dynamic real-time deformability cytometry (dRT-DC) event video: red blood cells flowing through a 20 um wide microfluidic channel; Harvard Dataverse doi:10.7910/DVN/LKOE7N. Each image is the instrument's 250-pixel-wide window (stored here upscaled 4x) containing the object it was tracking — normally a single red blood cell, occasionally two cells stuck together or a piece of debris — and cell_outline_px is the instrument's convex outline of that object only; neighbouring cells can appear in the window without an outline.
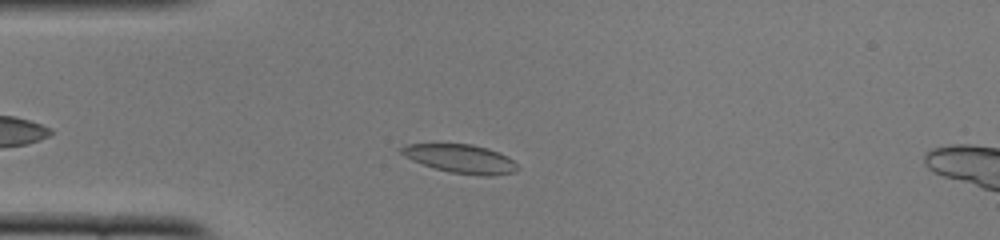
{"species": "common noctule bat (a hibernating species)", "species_latin": "Nyctalus noctula", "temperature_condition": "cold", "stored_images_in_passage": 42, "camera_frame_rate_fps": 3000, "um_per_image_px": 0.085, "animal": {"sex": "female", "body_mass_g": 22.0, "forearm_length_mm": 56.7}, "frame": {"image": 1, "passage_image": 7, "time_ms": 2.0, "image_size_px": [1000, 240], "cell_outline_px": [[520, 168], [516, 172], [492, 176], [480, 176], [452, 172], [436, 168], [412, 160], [404, 156], [400, 152], [400, 148], [408, 144], [472, 144], [488, 148], [500, 152], [508, 156]], "centroid_in_image_um": [39.21, 13.49], "position_along_channel_um": 45.8, "area_um2": 19.36}}
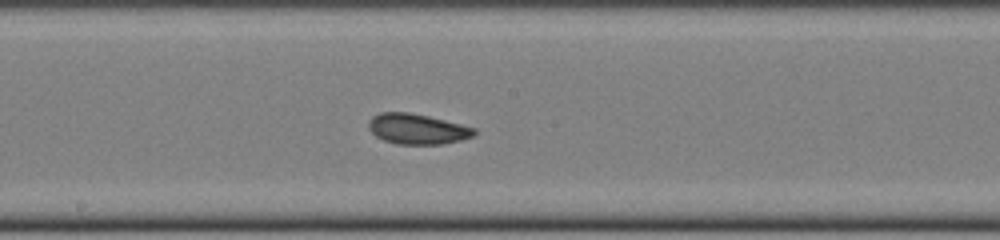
{"frame": {"image": 2, "passage_image": 21, "time_ms": 6.667, "image_size_px": [1000, 240], "cell_outline_px": [[476, 136], [444, 144], [396, 144], [384, 140], [376, 136], [368, 128], [368, 120], [372, 116], [380, 112], [408, 112], [428, 116], [476, 128]], "centroid_in_image_um": [35.46, 10.96], "position_along_channel_um": 212.7, "area_um2": 18.79}}
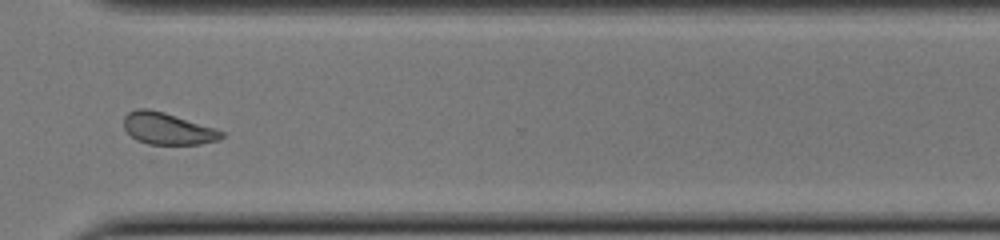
{"frame": {"image": 3, "passage_image": 32, "time_ms": 10.333, "image_size_px": [1000, 240], "cell_outline_px": [[224, 136], [220, 140], [200, 144], [148, 144], [136, 140], [124, 128], [124, 116], [128, 112], [136, 108], [148, 108], [164, 112], [224, 132]], "centroid_in_image_um": [14.21, 10.93], "position_along_channel_um": 356.4, "area_um2": 17.92}, "authors_computed_cell_mechanics": {"area_um2": 18.6694, "velocity_mm_per_s": 3.8851, "shape_relaxation_time_tau1_ms": 8.5361, "shape_relaxation_time_tau2_ms": 3.1325, "deformation_change_tau1": 0.1261, "deformation_change_tau2": 0.0843}}